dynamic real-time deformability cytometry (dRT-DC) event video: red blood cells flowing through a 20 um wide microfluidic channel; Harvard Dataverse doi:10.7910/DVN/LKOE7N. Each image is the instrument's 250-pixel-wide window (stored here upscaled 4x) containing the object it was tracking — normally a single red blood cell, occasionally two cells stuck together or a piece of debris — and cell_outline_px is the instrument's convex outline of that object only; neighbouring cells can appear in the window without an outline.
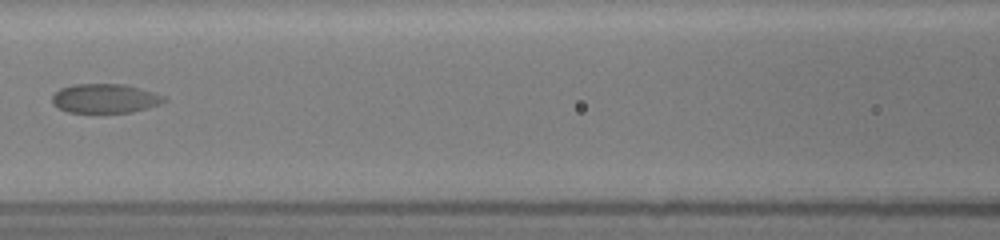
{"species": "common noctule bat (a hibernating species)", "species_latin": "Nyctalus noctula", "temperature_condition": "room temperature", "stored_images_in_passage": 6, "camera_frame_rate_fps": 3000, "um_per_image_px": 0.085, "animal": {"sex": "female", "body_mass_g": 19.5, "forearm_length_mm": 54.1}, "frame": {"image": 1, "passage_image": 5, "time_ms": 4.0, "image_size_px": [1000, 240], "cell_outline_px": [[168, 100], [160, 104], [148, 108], [132, 112], [68, 112], [52, 104], [52, 96], [60, 88], [72, 84], [124, 84], [140, 88], [164, 96]], "centroid_in_image_um": [8.93, 8.36], "position_along_channel_um": 157.7, "area_um2": 19.02}}
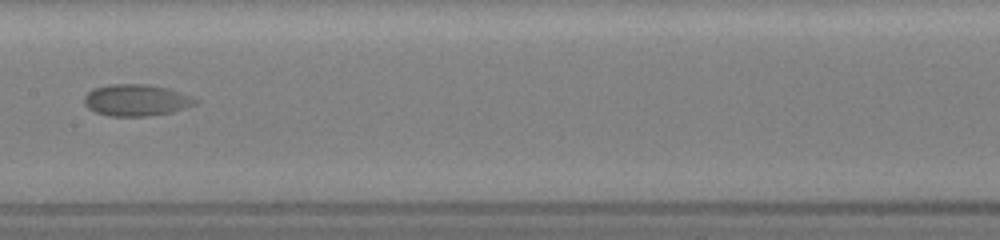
{"frame": {"image": 2, "passage_image": 6, "time_ms": 5.0, "image_size_px": [1000, 240], "cell_outline_px": [[200, 100], [196, 104], [172, 112], [148, 116], [108, 116], [96, 112], [88, 108], [84, 104], [84, 96], [92, 88], [112, 84], [148, 84], [172, 88], [192, 96]], "centroid_in_image_um": [11.61, 8.5], "position_along_channel_um": 195.8, "area_um2": 20.81}}